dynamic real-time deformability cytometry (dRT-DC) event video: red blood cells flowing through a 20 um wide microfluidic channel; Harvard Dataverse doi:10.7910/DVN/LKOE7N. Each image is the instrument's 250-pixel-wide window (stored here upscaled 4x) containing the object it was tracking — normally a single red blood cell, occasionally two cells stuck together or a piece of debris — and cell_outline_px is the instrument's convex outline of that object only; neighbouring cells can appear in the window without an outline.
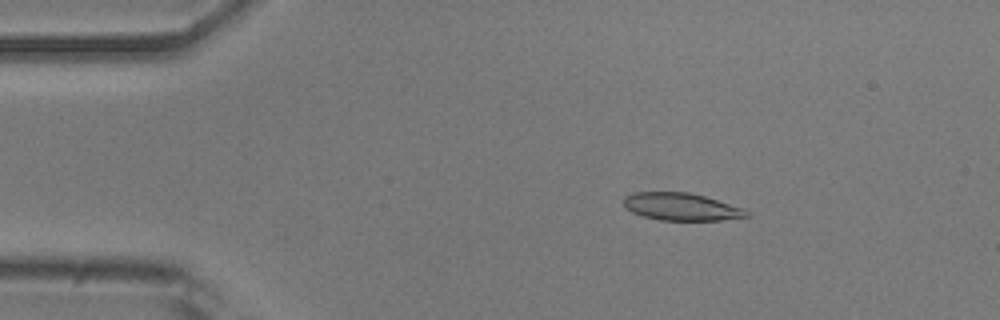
{"species": "common noctule bat (a hibernating species)", "species_latin": "Nyctalus noctula", "temperature_condition": "room temperature", "stored_images_in_passage": 53, "camera_frame_rate_fps": 3000, "um_per_image_px": 0.085, "animal": {"sex": "male", "body_mass_g": 20.5, "forearm_length_mm": 52.5}, "frame": {"image": 1, "passage_image": 9, "time_ms": 2.667, "image_size_px": [1000, 320], "cell_outline_px": [[752, 216], [720, 220], [660, 220], [644, 216], [632, 212], [624, 208], [624, 196], [632, 192], [688, 192], [704, 196], [744, 208]], "centroid_in_image_um": [57.9, 17.57], "position_along_channel_um": 27.1, "area_um2": 19.71}}
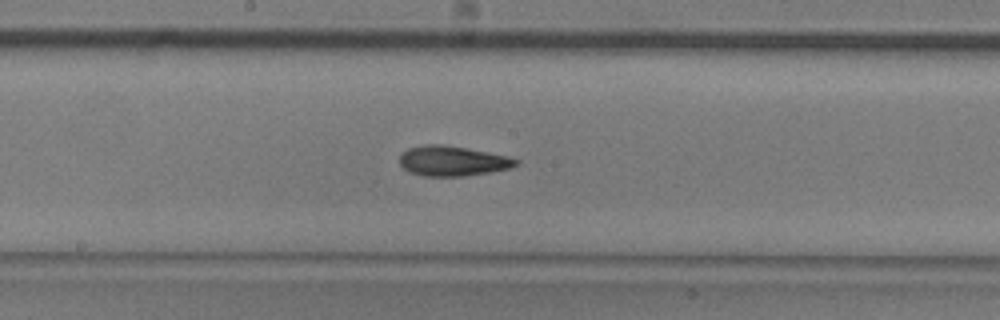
{"frame": {"image": 2, "passage_image": 28, "time_ms": 9.0, "image_size_px": [1000, 320], "cell_outline_px": [[520, 160], [516, 164], [508, 168], [492, 172], [464, 176], [424, 176], [408, 172], [400, 164], [400, 152], [408, 148], [424, 144], [440, 144], [488, 152], [508, 156]], "centroid_in_image_um": [38.42, 13.68], "position_along_channel_um": 209.8, "area_um2": 20.35}}
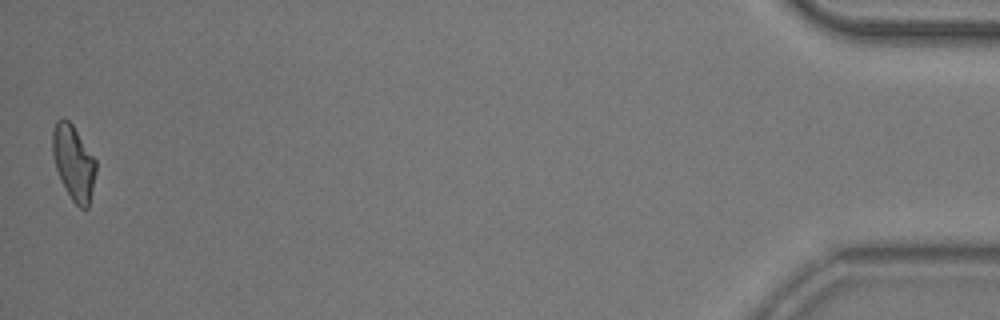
{"frame": {"image": 3, "passage_image": 53, "time_ms": 17.333, "image_size_px": [1000, 320], "cell_outline_px": [[96, 172], [88, 208], [80, 208], [72, 200], [60, 180], [56, 168], [52, 152], [52, 132], [56, 120], [64, 116], [72, 124], [96, 160]], "centroid_in_image_um": [6.24, 13.8], "position_along_channel_um": 429.0, "area_um2": 18.9}, "authors_computed_cell_mechanics": {"area_um2": 19.7098, "velocity_mm_per_s": 3.7803, "shape_relaxation_time_tau1_ms": 4.4734, "shape_relaxation_time_tau2_ms": 3.1803, "deformation_change_tau1": 0.1572, "deformation_change_tau2": 0.1092}}